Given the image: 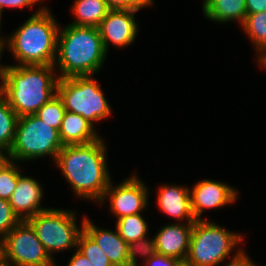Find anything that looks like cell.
I'll list each match as a JSON object with an SVG mask.
<instances>
[{
  "mask_svg": "<svg viewBox=\"0 0 266 266\" xmlns=\"http://www.w3.org/2000/svg\"><path fill=\"white\" fill-rule=\"evenodd\" d=\"M106 146L101 138L78 145H64L55 161L79 197L101 202L110 184Z\"/></svg>",
  "mask_w": 266,
  "mask_h": 266,
  "instance_id": "obj_1",
  "label": "cell"
},
{
  "mask_svg": "<svg viewBox=\"0 0 266 266\" xmlns=\"http://www.w3.org/2000/svg\"><path fill=\"white\" fill-rule=\"evenodd\" d=\"M54 65H8L0 94L18 117L35 114L57 95Z\"/></svg>",
  "mask_w": 266,
  "mask_h": 266,
  "instance_id": "obj_2",
  "label": "cell"
},
{
  "mask_svg": "<svg viewBox=\"0 0 266 266\" xmlns=\"http://www.w3.org/2000/svg\"><path fill=\"white\" fill-rule=\"evenodd\" d=\"M106 55L98 28L69 24L59 29L55 58L61 70L58 78L92 76Z\"/></svg>",
  "mask_w": 266,
  "mask_h": 266,
  "instance_id": "obj_3",
  "label": "cell"
},
{
  "mask_svg": "<svg viewBox=\"0 0 266 266\" xmlns=\"http://www.w3.org/2000/svg\"><path fill=\"white\" fill-rule=\"evenodd\" d=\"M59 28L50 11L42 7L8 38L20 65H54Z\"/></svg>",
  "mask_w": 266,
  "mask_h": 266,
  "instance_id": "obj_4",
  "label": "cell"
},
{
  "mask_svg": "<svg viewBox=\"0 0 266 266\" xmlns=\"http://www.w3.org/2000/svg\"><path fill=\"white\" fill-rule=\"evenodd\" d=\"M243 239L215 223L196 220L190 238L185 266H217Z\"/></svg>",
  "mask_w": 266,
  "mask_h": 266,
  "instance_id": "obj_5",
  "label": "cell"
},
{
  "mask_svg": "<svg viewBox=\"0 0 266 266\" xmlns=\"http://www.w3.org/2000/svg\"><path fill=\"white\" fill-rule=\"evenodd\" d=\"M57 95L66 111L81 115L92 125L110 116L109 103L91 76L59 78Z\"/></svg>",
  "mask_w": 266,
  "mask_h": 266,
  "instance_id": "obj_6",
  "label": "cell"
},
{
  "mask_svg": "<svg viewBox=\"0 0 266 266\" xmlns=\"http://www.w3.org/2000/svg\"><path fill=\"white\" fill-rule=\"evenodd\" d=\"M63 148L59 131L35 114L18 117L15 140L10 150L13 161L32 160L53 155L54 161Z\"/></svg>",
  "mask_w": 266,
  "mask_h": 266,
  "instance_id": "obj_7",
  "label": "cell"
},
{
  "mask_svg": "<svg viewBox=\"0 0 266 266\" xmlns=\"http://www.w3.org/2000/svg\"><path fill=\"white\" fill-rule=\"evenodd\" d=\"M27 221L50 257L54 252L77 247L78 238L84 231V221L82 228H78L74 212L62 209L48 208L28 218Z\"/></svg>",
  "mask_w": 266,
  "mask_h": 266,
  "instance_id": "obj_8",
  "label": "cell"
},
{
  "mask_svg": "<svg viewBox=\"0 0 266 266\" xmlns=\"http://www.w3.org/2000/svg\"><path fill=\"white\" fill-rule=\"evenodd\" d=\"M2 251L10 266H55L27 220H21L2 239Z\"/></svg>",
  "mask_w": 266,
  "mask_h": 266,
  "instance_id": "obj_9",
  "label": "cell"
},
{
  "mask_svg": "<svg viewBox=\"0 0 266 266\" xmlns=\"http://www.w3.org/2000/svg\"><path fill=\"white\" fill-rule=\"evenodd\" d=\"M147 191L148 189L140 181V178L132 176L114 188L110 182L101 203L104 202V198L109 196L110 208L118 219L139 214L148 204Z\"/></svg>",
  "mask_w": 266,
  "mask_h": 266,
  "instance_id": "obj_10",
  "label": "cell"
},
{
  "mask_svg": "<svg viewBox=\"0 0 266 266\" xmlns=\"http://www.w3.org/2000/svg\"><path fill=\"white\" fill-rule=\"evenodd\" d=\"M139 10L110 9L98 26L105 50H108L109 42L119 48L128 46L134 42L138 26L134 14Z\"/></svg>",
  "mask_w": 266,
  "mask_h": 266,
  "instance_id": "obj_11",
  "label": "cell"
},
{
  "mask_svg": "<svg viewBox=\"0 0 266 266\" xmlns=\"http://www.w3.org/2000/svg\"><path fill=\"white\" fill-rule=\"evenodd\" d=\"M235 188L214 180H203L195 184L190 190L191 208L196 220L204 209L219 208L236 201Z\"/></svg>",
  "mask_w": 266,
  "mask_h": 266,
  "instance_id": "obj_12",
  "label": "cell"
},
{
  "mask_svg": "<svg viewBox=\"0 0 266 266\" xmlns=\"http://www.w3.org/2000/svg\"><path fill=\"white\" fill-rule=\"evenodd\" d=\"M194 223L166 225L156 234L157 254L176 258L184 263L187 258Z\"/></svg>",
  "mask_w": 266,
  "mask_h": 266,
  "instance_id": "obj_13",
  "label": "cell"
},
{
  "mask_svg": "<svg viewBox=\"0 0 266 266\" xmlns=\"http://www.w3.org/2000/svg\"><path fill=\"white\" fill-rule=\"evenodd\" d=\"M40 185L31 177L19 175L17 187L12 193L9 202L21 220H27L38 212L47 210V208L40 206V199L42 198Z\"/></svg>",
  "mask_w": 266,
  "mask_h": 266,
  "instance_id": "obj_14",
  "label": "cell"
},
{
  "mask_svg": "<svg viewBox=\"0 0 266 266\" xmlns=\"http://www.w3.org/2000/svg\"><path fill=\"white\" fill-rule=\"evenodd\" d=\"M84 231L100 247L113 266H128V244L119 232L97 228L87 217L84 218Z\"/></svg>",
  "mask_w": 266,
  "mask_h": 266,
  "instance_id": "obj_15",
  "label": "cell"
},
{
  "mask_svg": "<svg viewBox=\"0 0 266 266\" xmlns=\"http://www.w3.org/2000/svg\"><path fill=\"white\" fill-rule=\"evenodd\" d=\"M159 208L178 220L194 223L196 218L191 208L190 190L187 187L163 185L158 194Z\"/></svg>",
  "mask_w": 266,
  "mask_h": 266,
  "instance_id": "obj_16",
  "label": "cell"
},
{
  "mask_svg": "<svg viewBox=\"0 0 266 266\" xmlns=\"http://www.w3.org/2000/svg\"><path fill=\"white\" fill-rule=\"evenodd\" d=\"M59 137L64 145H78L93 142L100 137L96 135L93 125L81 115L65 111L59 129Z\"/></svg>",
  "mask_w": 266,
  "mask_h": 266,
  "instance_id": "obj_17",
  "label": "cell"
},
{
  "mask_svg": "<svg viewBox=\"0 0 266 266\" xmlns=\"http://www.w3.org/2000/svg\"><path fill=\"white\" fill-rule=\"evenodd\" d=\"M203 13L206 18L219 23L237 19L242 25L247 16L246 0H207Z\"/></svg>",
  "mask_w": 266,
  "mask_h": 266,
  "instance_id": "obj_18",
  "label": "cell"
},
{
  "mask_svg": "<svg viewBox=\"0 0 266 266\" xmlns=\"http://www.w3.org/2000/svg\"><path fill=\"white\" fill-rule=\"evenodd\" d=\"M110 9L105 0H76L72 7L76 21L71 24L98 28Z\"/></svg>",
  "mask_w": 266,
  "mask_h": 266,
  "instance_id": "obj_19",
  "label": "cell"
},
{
  "mask_svg": "<svg viewBox=\"0 0 266 266\" xmlns=\"http://www.w3.org/2000/svg\"><path fill=\"white\" fill-rule=\"evenodd\" d=\"M241 26L257 47L256 50L260 52L258 62L261 65L266 61V11L247 14Z\"/></svg>",
  "mask_w": 266,
  "mask_h": 266,
  "instance_id": "obj_20",
  "label": "cell"
},
{
  "mask_svg": "<svg viewBox=\"0 0 266 266\" xmlns=\"http://www.w3.org/2000/svg\"><path fill=\"white\" fill-rule=\"evenodd\" d=\"M18 116L0 94V148L11 150L15 140Z\"/></svg>",
  "mask_w": 266,
  "mask_h": 266,
  "instance_id": "obj_21",
  "label": "cell"
},
{
  "mask_svg": "<svg viewBox=\"0 0 266 266\" xmlns=\"http://www.w3.org/2000/svg\"><path fill=\"white\" fill-rule=\"evenodd\" d=\"M116 228L127 244L145 238L148 231L147 223L140 213L117 219Z\"/></svg>",
  "mask_w": 266,
  "mask_h": 266,
  "instance_id": "obj_22",
  "label": "cell"
},
{
  "mask_svg": "<svg viewBox=\"0 0 266 266\" xmlns=\"http://www.w3.org/2000/svg\"><path fill=\"white\" fill-rule=\"evenodd\" d=\"M77 248L91 262L92 266H113L108 257L85 231L78 238Z\"/></svg>",
  "mask_w": 266,
  "mask_h": 266,
  "instance_id": "obj_23",
  "label": "cell"
},
{
  "mask_svg": "<svg viewBox=\"0 0 266 266\" xmlns=\"http://www.w3.org/2000/svg\"><path fill=\"white\" fill-rule=\"evenodd\" d=\"M65 111L61 99L56 95L45 103L35 115L43 122L49 124L50 127L59 131Z\"/></svg>",
  "mask_w": 266,
  "mask_h": 266,
  "instance_id": "obj_24",
  "label": "cell"
},
{
  "mask_svg": "<svg viewBox=\"0 0 266 266\" xmlns=\"http://www.w3.org/2000/svg\"><path fill=\"white\" fill-rule=\"evenodd\" d=\"M14 161L0 173V199L9 201L21 174Z\"/></svg>",
  "mask_w": 266,
  "mask_h": 266,
  "instance_id": "obj_25",
  "label": "cell"
},
{
  "mask_svg": "<svg viewBox=\"0 0 266 266\" xmlns=\"http://www.w3.org/2000/svg\"><path fill=\"white\" fill-rule=\"evenodd\" d=\"M145 256L148 260L153 255H155L156 252V245H155V238L152 240H147L146 238L139 239L137 241H133L131 243H128V262L129 265H139L137 263L136 254Z\"/></svg>",
  "mask_w": 266,
  "mask_h": 266,
  "instance_id": "obj_26",
  "label": "cell"
},
{
  "mask_svg": "<svg viewBox=\"0 0 266 266\" xmlns=\"http://www.w3.org/2000/svg\"><path fill=\"white\" fill-rule=\"evenodd\" d=\"M20 221L10 202L0 199V238L3 239Z\"/></svg>",
  "mask_w": 266,
  "mask_h": 266,
  "instance_id": "obj_27",
  "label": "cell"
},
{
  "mask_svg": "<svg viewBox=\"0 0 266 266\" xmlns=\"http://www.w3.org/2000/svg\"><path fill=\"white\" fill-rule=\"evenodd\" d=\"M111 9L140 10L144 6L153 4V0H105Z\"/></svg>",
  "mask_w": 266,
  "mask_h": 266,
  "instance_id": "obj_28",
  "label": "cell"
},
{
  "mask_svg": "<svg viewBox=\"0 0 266 266\" xmlns=\"http://www.w3.org/2000/svg\"><path fill=\"white\" fill-rule=\"evenodd\" d=\"M145 262L146 266H184V263L176 258L157 253Z\"/></svg>",
  "mask_w": 266,
  "mask_h": 266,
  "instance_id": "obj_29",
  "label": "cell"
},
{
  "mask_svg": "<svg viewBox=\"0 0 266 266\" xmlns=\"http://www.w3.org/2000/svg\"><path fill=\"white\" fill-rule=\"evenodd\" d=\"M40 0H0V10L3 11L5 7L13 8H23L32 6L38 3Z\"/></svg>",
  "mask_w": 266,
  "mask_h": 266,
  "instance_id": "obj_30",
  "label": "cell"
},
{
  "mask_svg": "<svg viewBox=\"0 0 266 266\" xmlns=\"http://www.w3.org/2000/svg\"><path fill=\"white\" fill-rule=\"evenodd\" d=\"M226 266H255V264L246 253L240 249Z\"/></svg>",
  "mask_w": 266,
  "mask_h": 266,
  "instance_id": "obj_31",
  "label": "cell"
},
{
  "mask_svg": "<svg viewBox=\"0 0 266 266\" xmlns=\"http://www.w3.org/2000/svg\"><path fill=\"white\" fill-rule=\"evenodd\" d=\"M247 14L262 13L266 11V0H246Z\"/></svg>",
  "mask_w": 266,
  "mask_h": 266,
  "instance_id": "obj_32",
  "label": "cell"
},
{
  "mask_svg": "<svg viewBox=\"0 0 266 266\" xmlns=\"http://www.w3.org/2000/svg\"><path fill=\"white\" fill-rule=\"evenodd\" d=\"M68 266H92L91 262L77 249Z\"/></svg>",
  "mask_w": 266,
  "mask_h": 266,
  "instance_id": "obj_33",
  "label": "cell"
},
{
  "mask_svg": "<svg viewBox=\"0 0 266 266\" xmlns=\"http://www.w3.org/2000/svg\"><path fill=\"white\" fill-rule=\"evenodd\" d=\"M5 151L7 155H5ZM12 162L13 159L10 151L0 148V173L5 170Z\"/></svg>",
  "mask_w": 266,
  "mask_h": 266,
  "instance_id": "obj_34",
  "label": "cell"
},
{
  "mask_svg": "<svg viewBox=\"0 0 266 266\" xmlns=\"http://www.w3.org/2000/svg\"><path fill=\"white\" fill-rule=\"evenodd\" d=\"M5 42L6 41H0V57H1V53H2V50H3V48H5L4 46H5ZM6 67L7 66H2V65H0V78H1V82L3 81V79H4V76H5V72H6ZM1 87V86H0Z\"/></svg>",
  "mask_w": 266,
  "mask_h": 266,
  "instance_id": "obj_35",
  "label": "cell"
},
{
  "mask_svg": "<svg viewBox=\"0 0 266 266\" xmlns=\"http://www.w3.org/2000/svg\"><path fill=\"white\" fill-rule=\"evenodd\" d=\"M3 259L2 240L0 239V260Z\"/></svg>",
  "mask_w": 266,
  "mask_h": 266,
  "instance_id": "obj_36",
  "label": "cell"
},
{
  "mask_svg": "<svg viewBox=\"0 0 266 266\" xmlns=\"http://www.w3.org/2000/svg\"><path fill=\"white\" fill-rule=\"evenodd\" d=\"M0 266H10L6 260L2 259L0 260Z\"/></svg>",
  "mask_w": 266,
  "mask_h": 266,
  "instance_id": "obj_37",
  "label": "cell"
},
{
  "mask_svg": "<svg viewBox=\"0 0 266 266\" xmlns=\"http://www.w3.org/2000/svg\"><path fill=\"white\" fill-rule=\"evenodd\" d=\"M1 14H2V11L0 10V22H1ZM0 41H5V40H3V39L0 37Z\"/></svg>",
  "mask_w": 266,
  "mask_h": 266,
  "instance_id": "obj_38",
  "label": "cell"
},
{
  "mask_svg": "<svg viewBox=\"0 0 266 266\" xmlns=\"http://www.w3.org/2000/svg\"><path fill=\"white\" fill-rule=\"evenodd\" d=\"M261 66H264V68H266V61H264Z\"/></svg>",
  "mask_w": 266,
  "mask_h": 266,
  "instance_id": "obj_39",
  "label": "cell"
}]
</instances>
